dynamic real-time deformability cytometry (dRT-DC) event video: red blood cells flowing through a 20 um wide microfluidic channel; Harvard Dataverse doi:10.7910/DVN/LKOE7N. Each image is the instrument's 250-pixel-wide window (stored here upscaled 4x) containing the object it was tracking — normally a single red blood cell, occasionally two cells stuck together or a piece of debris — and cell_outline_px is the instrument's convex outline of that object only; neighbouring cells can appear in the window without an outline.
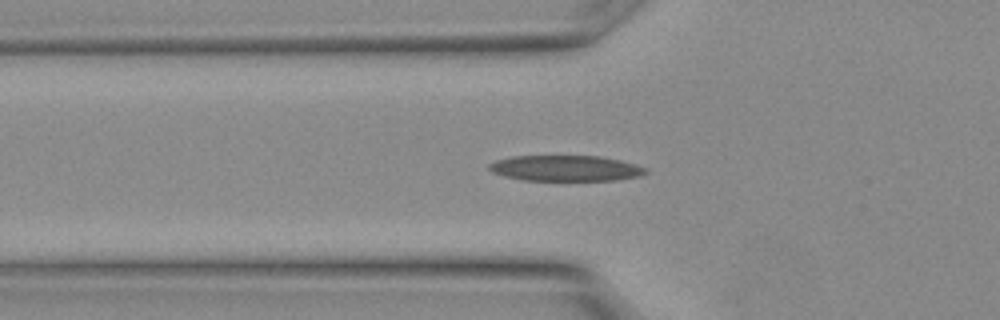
{"species": "Egyptian fruit bat (a non-hibernating species)", "species_latin": "Rousettus aegyptiacus", "temperature_condition": "warm", "stored_images_in_passage": 10, "camera_frame_rate_fps": 3000, "um_per_image_px": 0.085, "animal": {"sex": "female"}, "frame": {"image": 1, "passage_image": 2, "time_ms": 0.333, "image_size_px": [1000, 320], "cell_outline_px": [[648, 172], [640, 176], [616, 180], [524, 180], [504, 176], [492, 172], [488, 168], [488, 164], [496, 160], [512, 156], [600, 156], [620, 160], [636, 164], [648, 168]], "centroid_in_image_um": [48.1, 14.3], "position_along_channel_um": 77.7, "area_um2": 23.52}}
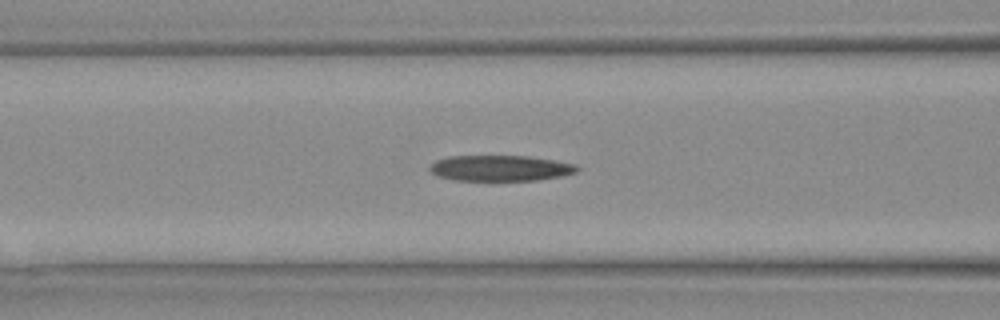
{"frame": {"image": 2, "passage_image": 4, "time_ms": 1.0, "image_size_px": [1000, 320], "cell_outline_px": [[580, 168], [576, 172], [560, 176], [536, 180], [456, 180], [440, 176], [432, 172], [428, 168], [436, 160], [448, 156], [528, 156], [576, 164]], "centroid_in_image_um": [42.53, 14.28], "position_along_channel_um": 124.1, "area_um2": 21.85}}